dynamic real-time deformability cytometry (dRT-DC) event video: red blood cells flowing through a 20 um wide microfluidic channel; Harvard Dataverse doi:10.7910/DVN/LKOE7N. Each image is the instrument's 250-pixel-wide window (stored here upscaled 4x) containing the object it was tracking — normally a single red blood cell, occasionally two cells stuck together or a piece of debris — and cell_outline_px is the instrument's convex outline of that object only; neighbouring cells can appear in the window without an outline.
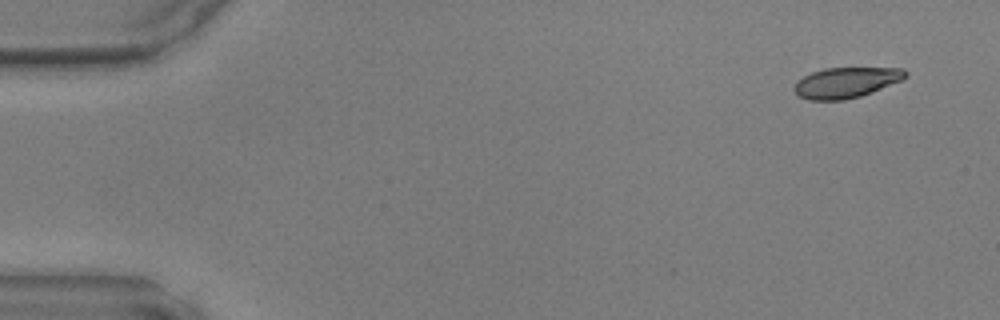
{"species": "common noctule bat (a hibernating species)", "species_latin": "Nyctalus noctula", "temperature_condition": "warm", "stored_images_in_passage": 11, "camera_frame_rate_fps": 3000, "um_per_image_px": 0.085, "animal": {"sex": "male", "body_mass_g": 17.9, "forearm_length_mm": 54.2}, "frame": {"image": 1, "passage_image": 1, "time_ms": 0.0, "image_size_px": [1000, 320], "cell_outline_px": [[908, 76], [900, 80], [872, 92], [860, 96], [844, 100], [808, 100], [800, 96], [792, 88], [796, 80], [812, 72], [824, 68], [904, 68], [908, 72]], "centroid_in_image_um": [71.89, 7.01], "position_along_channel_um": 13.1, "area_um2": 19.77}}